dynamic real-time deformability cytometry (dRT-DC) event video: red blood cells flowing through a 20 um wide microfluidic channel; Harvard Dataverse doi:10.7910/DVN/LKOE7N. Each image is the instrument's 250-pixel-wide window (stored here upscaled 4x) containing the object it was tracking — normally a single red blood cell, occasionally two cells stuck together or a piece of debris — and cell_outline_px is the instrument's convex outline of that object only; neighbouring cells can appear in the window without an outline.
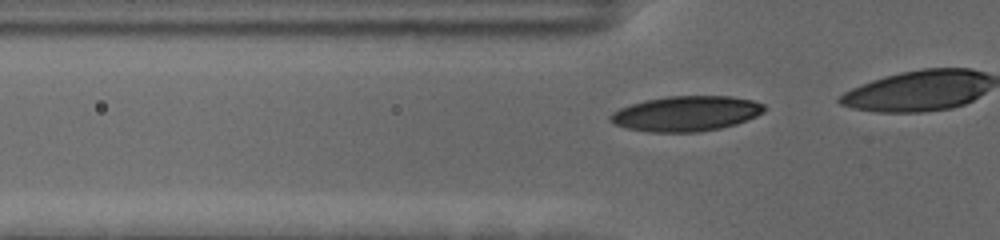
{"species": "human", "species_latin": "Homo sapiens", "temperature_condition": "cold", "stored_images_in_passage": 21, "camera_frame_rate_fps": 3000, "um_per_image_px": 0.085, "donor": {"sex": "female"}, "frame": {"image": 1, "passage_image": 15, "time_ms": 4.667, "image_size_px": [1000, 240], "cell_outline_px": [[768, 108], [764, 112], [748, 120], [736, 124], [720, 128], [700, 132], [648, 132], [628, 128], [616, 124], [608, 116], [612, 112], [620, 108], [644, 100], [668, 96], [732, 96], [752, 100], [764, 104]], "centroid_in_image_um": [58.37, 9.65], "position_along_channel_um": 67.4, "area_um2": 31.62}}
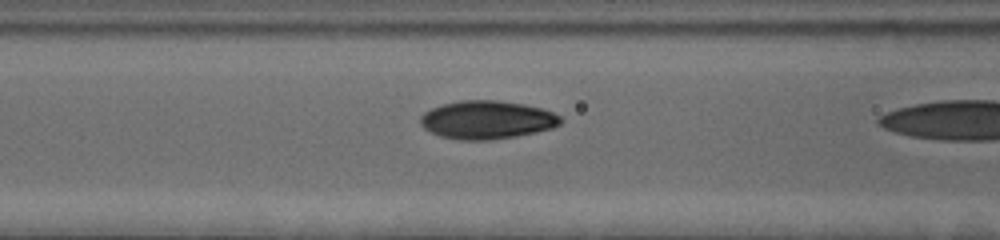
{"frame": {"image": 2, "passage_image": 20, "time_ms": 6.333, "image_size_px": [1000, 240], "cell_outline_px": [[564, 120], [560, 124], [552, 128], [536, 132], [516, 136], [492, 140], [460, 140], [440, 136], [424, 128], [420, 124], [420, 116], [424, 112], [432, 108], [444, 104], [460, 100], [496, 100], [524, 104], [540, 108], [552, 112], [560, 116]], "centroid_in_image_um": [41.4, 10.19], "position_along_channel_um": 125.2, "area_um2": 31.27}}